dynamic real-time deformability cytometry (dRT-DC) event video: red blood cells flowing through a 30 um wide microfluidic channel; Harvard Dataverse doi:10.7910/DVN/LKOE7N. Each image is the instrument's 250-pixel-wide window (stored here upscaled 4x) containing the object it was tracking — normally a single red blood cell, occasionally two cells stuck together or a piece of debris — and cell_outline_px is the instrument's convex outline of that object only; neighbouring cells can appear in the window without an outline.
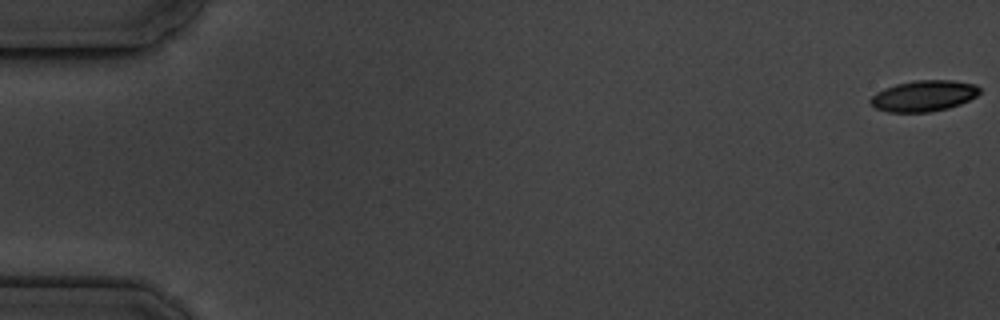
{"species": "common noctule bat (a hibernating species)", "species_latin": "Nyctalus noctula", "temperature_condition": "cold", "stored_images_in_passage": 6, "camera_frame_rate_fps": 3000, "um_per_image_px": 0.085, "animal": {"sex": "male", "body_mass_g": 19.5, "forearm_length_mm": 54.6}, "frame": {"image": 1, "passage_image": 1, "time_ms": 0.0, "image_size_px": [1000, 320], "cell_outline_px": [[980, 92], [976, 96], [960, 104], [948, 108], [928, 112], [888, 112], [876, 108], [868, 100], [876, 92], [884, 88], [896, 84], [912, 80], [952, 80], [976, 84], [980, 88]], "centroid_in_image_um": [78.51, 8.14], "position_along_channel_um": 6.5, "area_um2": 19.77}}
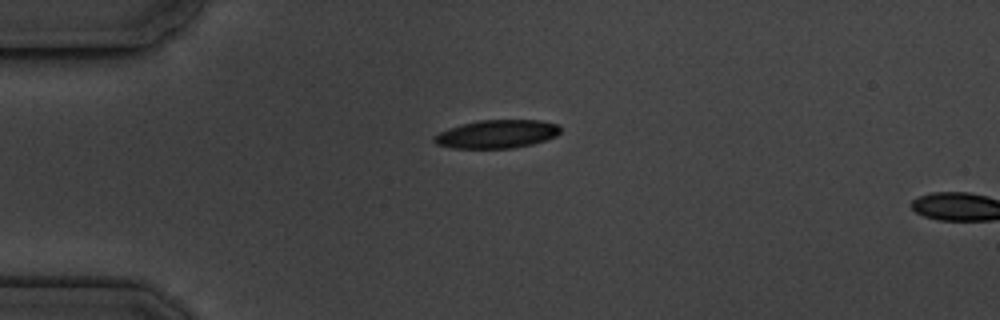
{"frame": {"image": 2, "passage_image": 5, "time_ms": 4.667, "image_size_px": [1000, 320], "cell_outline_px": [[560, 132], [556, 136], [532, 144], [512, 148], [452, 148], [436, 144], [432, 140], [432, 136], [448, 128], [460, 124], [476, 120], [540, 120], [560, 124]], "centroid_in_image_um": [42.21, 11.38], "position_along_channel_um": 42.8, "area_um2": 20.98}}